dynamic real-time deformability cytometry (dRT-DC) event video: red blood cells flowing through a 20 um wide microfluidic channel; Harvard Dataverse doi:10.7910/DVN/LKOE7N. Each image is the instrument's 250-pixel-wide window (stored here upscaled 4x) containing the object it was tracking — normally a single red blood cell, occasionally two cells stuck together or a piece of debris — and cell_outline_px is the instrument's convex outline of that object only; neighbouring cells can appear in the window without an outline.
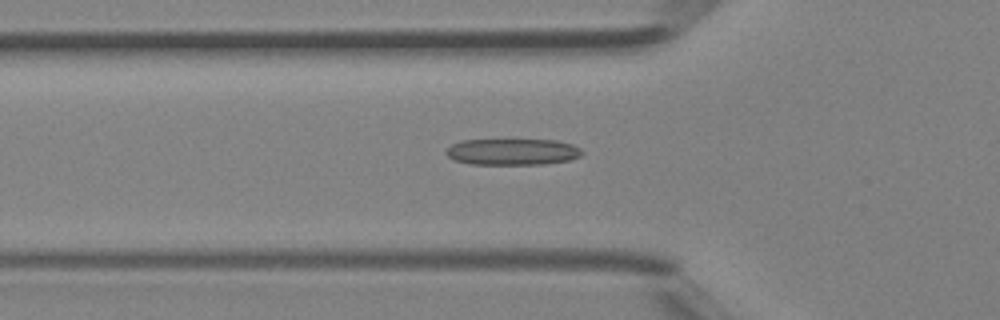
{"species": "Egyptian fruit bat (a non-hibernating species)", "species_latin": "Rousettus aegyptiacus", "temperature_condition": "room temperature", "stored_images_in_passage": 24, "camera_frame_rate_fps": 3000, "um_per_image_px": 0.085, "animal": {"sex": "female"}, "frame": {"image": 1, "passage_image": 5, "time_ms": 1.333, "image_size_px": [1000, 320], "cell_outline_px": [[584, 152], [580, 156], [568, 160], [540, 164], [472, 164], [452, 160], [444, 152], [452, 144], [460, 140], [556, 140], [572, 144], [580, 148]], "centroid_in_image_um": [43.53, 12.9], "position_along_channel_um": 82.3, "area_um2": 20.87}}
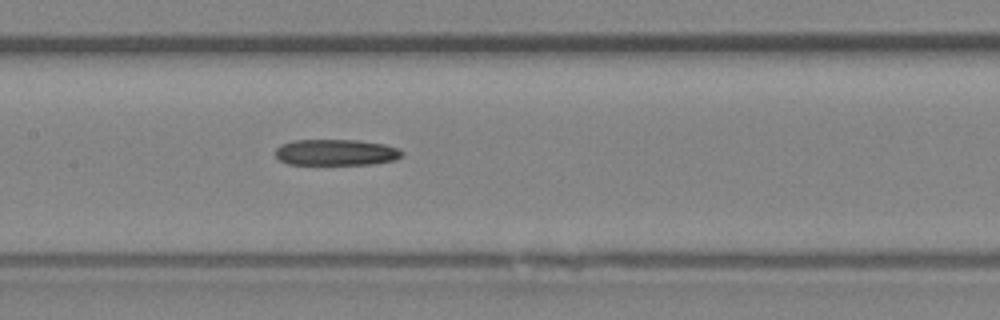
{"frame": {"image": 2, "passage_image": 11, "time_ms": 3.333, "image_size_px": [1000, 320], "cell_outline_px": [[404, 156], [396, 160], [372, 164], [288, 164], [280, 160], [276, 156], [276, 148], [280, 144], [292, 140], [356, 140], [384, 144], [396, 148], [404, 152]], "centroid_in_image_um": [28.57, 12.95], "position_along_channel_um": 178.8, "area_um2": 19.36}}
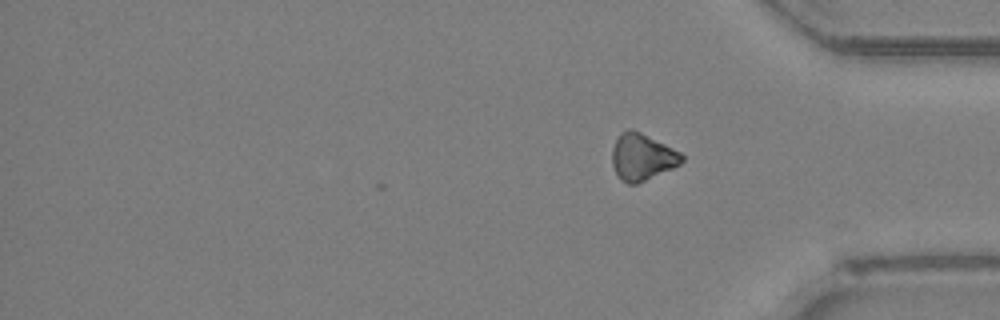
{"frame": {"image": 3, "passage_image": 24, "time_ms": 7.667, "image_size_px": [1000, 320], "cell_outline_px": [[684, 160], [680, 164], [672, 168], [636, 184], [628, 184], [620, 180], [616, 176], [612, 164], [612, 148], [620, 132], [628, 128], [632, 128], [680, 152], [684, 156]], "centroid_in_image_um": [54.54, 13.34], "position_along_channel_um": 380.7, "area_um2": 18.96}}